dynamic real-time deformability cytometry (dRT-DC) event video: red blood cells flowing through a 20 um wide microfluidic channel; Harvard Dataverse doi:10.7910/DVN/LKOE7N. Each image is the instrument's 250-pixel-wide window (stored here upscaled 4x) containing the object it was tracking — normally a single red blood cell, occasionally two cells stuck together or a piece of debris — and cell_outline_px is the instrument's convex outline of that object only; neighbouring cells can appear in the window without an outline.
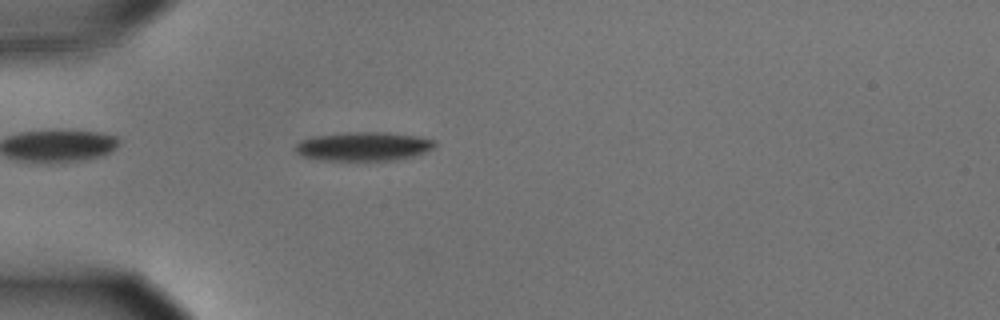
{"species": "common noctule bat (a hibernating species)", "species_latin": "Nyctalus noctula", "temperature_condition": "cold", "stored_images_in_passage": 27, "camera_frame_rate_fps": 3000, "um_per_image_px": 0.085, "animal": {"sex": "male", "body_mass_g": 15.6}, "frame": {"image": 1, "passage_image": 6, "time_ms": 1.667, "image_size_px": [1000, 320], "cell_outline_px": [[436, 144], [432, 148], [424, 152], [412, 156], [396, 160], [316, 160], [300, 156], [292, 148], [300, 140], [312, 136], [352, 132], [388, 132], [416, 136], [436, 140]], "centroid_in_image_um": [30.83, 12.44], "position_along_channel_um": 54.2, "area_um2": 23.64}}
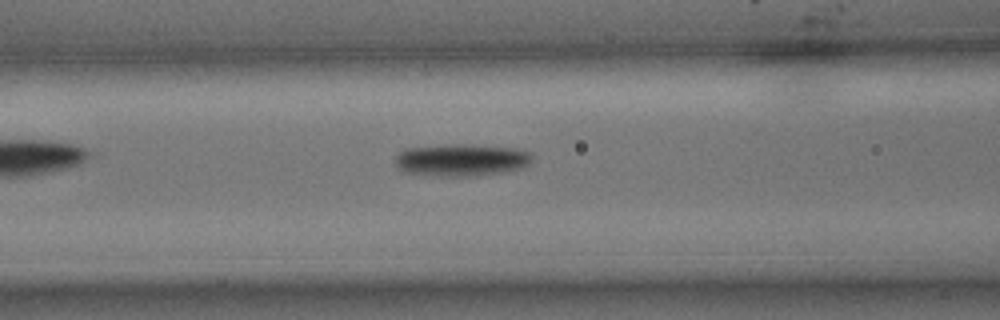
{"frame": {"image": 2, "passage_image": 13, "time_ms": 4.0, "image_size_px": [1000, 320], "cell_outline_px": [[532, 160], [524, 168], [476, 176], [440, 176], [404, 172], [396, 168], [396, 156], [404, 148], [448, 144], [464, 144], [516, 148], [528, 152], [532, 156]], "centroid_in_image_um": [39.19, 13.59], "position_along_channel_um": 127.4, "area_um2": 25.84}}
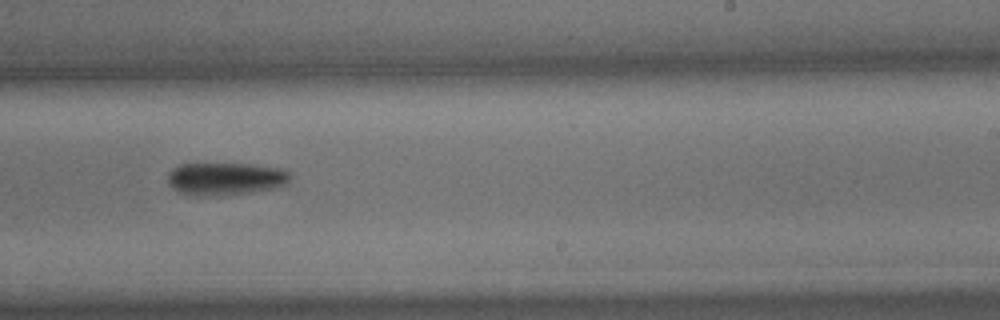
{"frame": {"image": 3, "passage_image": 25, "time_ms": 8.0, "image_size_px": [1000, 320], "cell_outline_px": [[292, 176], [288, 184], [276, 188], [248, 192], [216, 196], [196, 196], [176, 192], [168, 184], [168, 172], [172, 168], [180, 164], [252, 164], [280, 168], [288, 172]], "centroid_in_image_um": [19.14, 15.2], "position_along_channel_um": 269.9, "area_um2": 23.58}}